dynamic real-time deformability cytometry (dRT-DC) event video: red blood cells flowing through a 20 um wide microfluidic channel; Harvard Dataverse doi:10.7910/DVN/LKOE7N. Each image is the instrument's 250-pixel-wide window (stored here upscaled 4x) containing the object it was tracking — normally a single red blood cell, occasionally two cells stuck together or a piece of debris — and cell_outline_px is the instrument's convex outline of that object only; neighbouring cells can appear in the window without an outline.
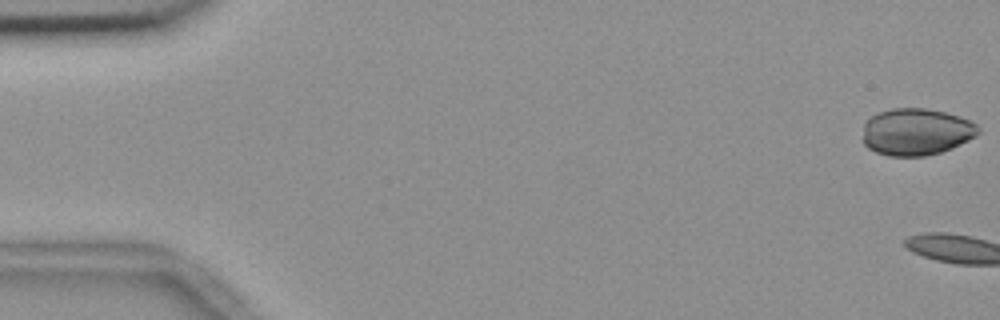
{"species": "common noctule bat (a hibernating species)", "species_latin": "Nyctalus noctula", "temperature_condition": "room temperature", "stored_images_in_passage": 6, "camera_frame_rate_fps": 3000, "um_per_image_px": 0.085, "animal": {"sex": "female", "body_mass_g": 18.4}, "frame": {"image": 1, "passage_image": 1, "time_ms": 0.0, "image_size_px": [1000, 320], "cell_outline_px": [[980, 132], [976, 136], [952, 148], [940, 152], [924, 156], [888, 156], [876, 152], [868, 148], [864, 144], [864, 124], [872, 116], [880, 112], [892, 108], [924, 108], [944, 112], [968, 120], [976, 124], [980, 128]], "centroid_in_image_um": [77.88, 11.21], "position_along_channel_um": 7.1, "area_um2": 31.39}}